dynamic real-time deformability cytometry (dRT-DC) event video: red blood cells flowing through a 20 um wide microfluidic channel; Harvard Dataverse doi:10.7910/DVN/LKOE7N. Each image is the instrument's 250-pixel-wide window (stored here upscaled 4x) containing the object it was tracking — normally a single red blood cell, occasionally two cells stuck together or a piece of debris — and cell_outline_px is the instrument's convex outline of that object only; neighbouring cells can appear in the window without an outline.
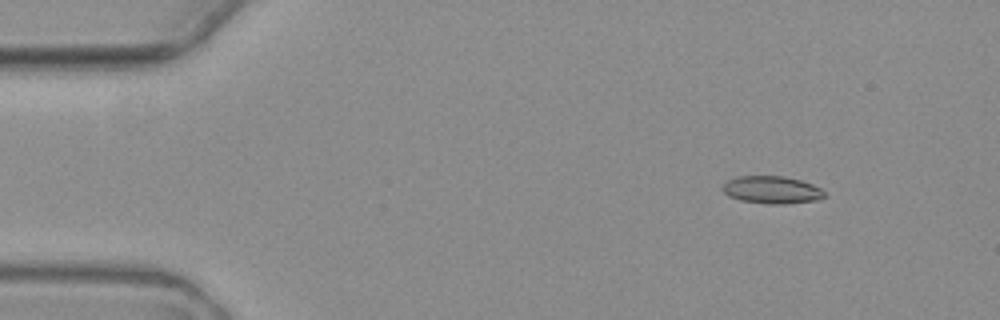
{"species": "common noctule bat (a hibernating species)", "species_latin": "Nyctalus noctula", "temperature_condition": "warm", "stored_images_in_passage": 4, "camera_frame_rate_fps": 3000, "um_per_image_px": 0.085, "animal": {"sex": "female", "body_mass_g": 19.3, "forearm_length_mm": 54.1}, "frame": {"image": 1, "passage_image": 1, "time_ms": 0.0, "image_size_px": [1000, 320], "cell_outline_px": [[824, 196], [816, 200], [784, 204], [772, 204], [740, 200], [728, 196], [724, 192], [724, 184], [728, 180], [736, 176], [784, 176], [800, 180], [812, 184], [820, 188], [824, 192]], "centroid_in_image_um": [65.59, 16.13], "position_along_channel_um": 19.4, "area_um2": 16.13}}
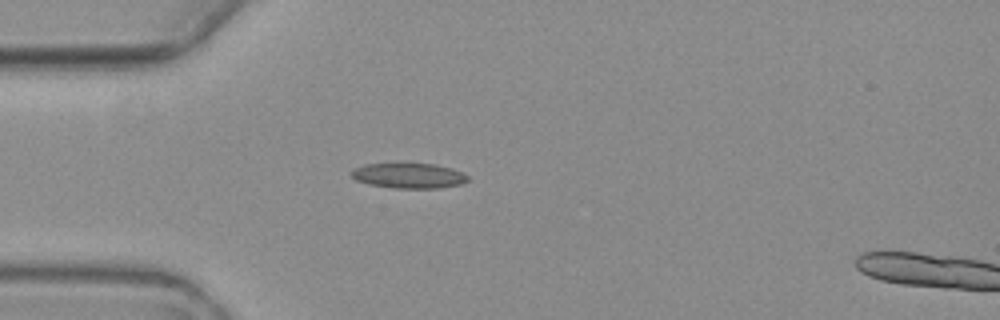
{"frame": {"image": 2, "passage_image": 3, "time_ms": 3.0, "image_size_px": [1000, 320], "cell_outline_px": [[468, 180], [460, 184], [436, 188], [392, 188], [368, 184], [356, 180], [348, 172], [352, 168], [364, 164], [396, 160], [400, 160], [436, 164], [452, 168], [468, 176]], "centroid_in_image_um": [34.64, 14.86], "position_along_channel_um": 50.4, "area_um2": 18.15}}